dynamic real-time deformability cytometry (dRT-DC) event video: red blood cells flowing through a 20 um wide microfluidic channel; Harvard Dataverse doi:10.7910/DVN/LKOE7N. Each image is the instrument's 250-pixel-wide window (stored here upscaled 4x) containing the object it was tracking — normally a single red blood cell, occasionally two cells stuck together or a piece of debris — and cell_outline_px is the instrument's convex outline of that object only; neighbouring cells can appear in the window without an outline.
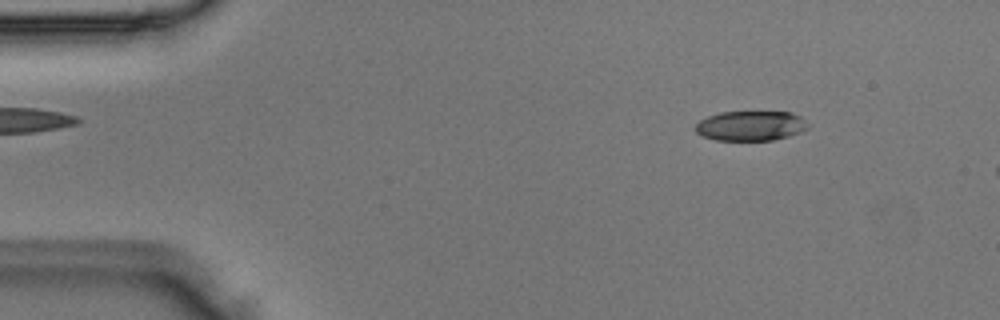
{"species": "Egyptian fruit bat (a non-hibernating species)", "species_latin": "Rousettus aegyptiacus", "temperature_condition": "room temperature", "stored_images_in_passage": 2, "camera_frame_rate_fps": 3000, "um_per_image_px": 0.085, "animal": {"sex": "male"}, "frame": {"image": 1, "passage_image": 1, "time_ms": 0.0, "image_size_px": [1000, 320], "cell_outline_px": [[808, 128], [800, 132], [788, 136], [772, 140], [716, 140], [704, 136], [696, 132], [692, 128], [700, 120], [708, 116], [720, 112], [792, 112], [800, 116], [808, 124]], "centroid_in_image_um": [63.79, 10.69], "position_along_channel_um": 21.2, "area_um2": 19.54}}